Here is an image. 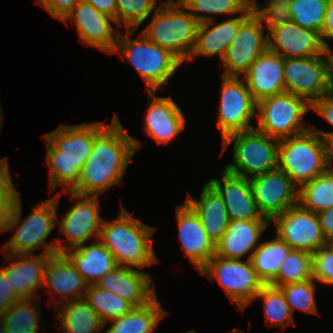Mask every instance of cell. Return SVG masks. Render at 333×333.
Instances as JSON below:
<instances>
[{
  "instance_id": "cell-1",
  "label": "cell",
  "mask_w": 333,
  "mask_h": 333,
  "mask_svg": "<svg viewBox=\"0 0 333 333\" xmlns=\"http://www.w3.org/2000/svg\"><path fill=\"white\" fill-rule=\"evenodd\" d=\"M141 146L140 140L127 133L115 114L111 123L95 136L91 154L71 192L99 196L114 185H121L129 162Z\"/></svg>"
},
{
  "instance_id": "cell-2",
  "label": "cell",
  "mask_w": 333,
  "mask_h": 333,
  "mask_svg": "<svg viewBox=\"0 0 333 333\" xmlns=\"http://www.w3.org/2000/svg\"><path fill=\"white\" fill-rule=\"evenodd\" d=\"M103 122L61 124L42 136L47 148L50 191L58 187L71 191L78 183L81 168L91 154L95 136L106 126Z\"/></svg>"
},
{
  "instance_id": "cell-3",
  "label": "cell",
  "mask_w": 333,
  "mask_h": 333,
  "mask_svg": "<svg viewBox=\"0 0 333 333\" xmlns=\"http://www.w3.org/2000/svg\"><path fill=\"white\" fill-rule=\"evenodd\" d=\"M155 231L154 226L143 223L122 206L114 220H103L98 239L114 255L118 266L142 270L159 262L152 246Z\"/></svg>"
},
{
  "instance_id": "cell-4",
  "label": "cell",
  "mask_w": 333,
  "mask_h": 333,
  "mask_svg": "<svg viewBox=\"0 0 333 333\" xmlns=\"http://www.w3.org/2000/svg\"><path fill=\"white\" fill-rule=\"evenodd\" d=\"M22 202L20 192L15 197V202L8 222V231L15 229L11 238L2 246V253L10 254H34L37 249L49 255L57 252V240L46 239L50 237L52 230L57 227V195L44 200L36 205L33 211L21 221ZM20 222V223H19Z\"/></svg>"
},
{
  "instance_id": "cell-5",
  "label": "cell",
  "mask_w": 333,
  "mask_h": 333,
  "mask_svg": "<svg viewBox=\"0 0 333 333\" xmlns=\"http://www.w3.org/2000/svg\"><path fill=\"white\" fill-rule=\"evenodd\" d=\"M136 29H126V35L119 32L113 54L120 53L132 64L145 82L147 91H157L168 83L183 62L171 51L151 42L142 32L131 38Z\"/></svg>"
},
{
  "instance_id": "cell-6",
  "label": "cell",
  "mask_w": 333,
  "mask_h": 333,
  "mask_svg": "<svg viewBox=\"0 0 333 333\" xmlns=\"http://www.w3.org/2000/svg\"><path fill=\"white\" fill-rule=\"evenodd\" d=\"M160 1L149 24L141 31L151 42L171 51L183 63L192 54L196 44L199 22L184 11L179 0Z\"/></svg>"
},
{
  "instance_id": "cell-7",
  "label": "cell",
  "mask_w": 333,
  "mask_h": 333,
  "mask_svg": "<svg viewBox=\"0 0 333 333\" xmlns=\"http://www.w3.org/2000/svg\"><path fill=\"white\" fill-rule=\"evenodd\" d=\"M278 167L300 188L330 168L327 142L312 128L280 140Z\"/></svg>"
},
{
  "instance_id": "cell-8",
  "label": "cell",
  "mask_w": 333,
  "mask_h": 333,
  "mask_svg": "<svg viewBox=\"0 0 333 333\" xmlns=\"http://www.w3.org/2000/svg\"><path fill=\"white\" fill-rule=\"evenodd\" d=\"M234 142V143H233ZM233 144V161L224 169L251 179L278 167L279 141L256 129L236 132L222 140V151Z\"/></svg>"
},
{
  "instance_id": "cell-9",
  "label": "cell",
  "mask_w": 333,
  "mask_h": 333,
  "mask_svg": "<svg viewBox=\"0 0 333 333\" xmlns=\"http://www.w3.org/2000/svg\"><path fill=\"white\" fill-rule=\"evenodd\" d=\"M311 105L303 98L283 92L257 102L255 129L278 141L310 129L304 126V116Z\"/></svg>"
},
{
  "instance_id": "cell-10",
  "label": "cell",
  "mask_w": 333,
  "mask_h": 333,
  "mask_svg": "<svg viewBox=\"0 0 333 333\" xmlns=\"http://www.w3.org/2000/svg\"><path fill=\"white\" fill-rule=\"evenodd\" d=\"M200 273L211 282L215 278L226 296L239 310H244L254 302V298L264 285L257 276L251 260L247 259H226L214 255Z\"/></svg>"
},
{
  "instance_id": "cell-11",
  "label": "cell",
  "mask_w": 333,
  "mask_h": 333,
  "mask_svg": "<svg viewBox=\"0 0 333 333\" xmlns=\"http://www.w3.org/2000/svg\"><path fill=\"white\" fill-rule=\"evenodd\" d=\"M69 199L77 201L65 213L61 220L58 219V204L63 194L58 192L57 195V226L59 225V233L65 236L68 246L62 244L65 239H57V252L64 253L69 249H73L88 242L92 237L97 240L104 218L101 217L99 211V196L80 195L71 191Z\"/></svg>"
},
{
  "instance_id": "cell-12",
  "label": "cell",
  "mask_w": 333,
  "mask_h": 333,
  "mask_svg": "<svg viewBox=\"0 0 333 333\" xmlns=\"http://www.w3.org/2000/svg\"><path fill=\"white\" fill-rule=\"evenodd\" d=\"M285 92L310 105L331 93L329 52L314 57L284 58Z\"/></svg>"
},
{
  "instance_id": "cell-13",
  "label": "cell",
  "mask_w": 333,
  "mask_h": 333,
  "mask_svg": "<svg viewBox=\"0 0 333 333\" xmlns=\"http://www.w3.org/2000/svg\"><path fill=\"white\" fill-rule=\"evenodd\" d=\"M221 79L216 124L223 140L229 134L255 129L251 120L256 119L257 102L244 78L222 75Z\"/></svg>"
},
{
  "instance_id": "cell-14",
  "label": "cell",
  "mask_w": 333,
  "mask_h": 333,
  "mask_svg": "<svg viewBox=\"0 0 333 333\" xmlns=\"http://www.w3.org/2000/svg\"><path fill=\"white\" fill-rule=\"evenodd\" d=\"M249 184L259 213L270 222L298 204L299 188L279 167L249 179Z\"/></svg>"
},
{
  "instance_id": "cell-15",
  "label": "cell",
  "mask_w": 333,
  "mask_h": 333,
  "mask_svg": "<svg viewBox=\"0 0 333 333\" xmlns=\"http://www.w3.org/2000/svg\"><path fill=\"white\" fill-rule=\"evenodd\" d=\"M275 232L292 249L310 254L327 245L323 236L318 215L303 208L299 203L276 216Z\"/></svg>"
},
{
  "instance_id": "cell-16",
  "label": "cell",
  "mask_w": 333,
  "mask_h": 333,
  "mask_svg": "<svg viewBox=\"0 0 333 333\" xmlns=\"http://www.w3.org/2000/svg\"><path fill=\"white\" fill-rule=\"evenodd\" d=\"M264 27L253 14L240 26L221 60L222 67L226 69L223 76H243L251 64L268 49Z\"/></svg>"
},
{
  "instance_id": "cell-17",
  "label": "cell",
  "mask_w": 333,
  "mask_h": 333,
  "mask_svg": "<svg viewBox=\"0 0 333 333\" xmlns=\"http://www.w3.org/2000/svg\"><path fill=\"white\" fill-rule=\"evenodd\" d=\"M61 21L66 25L71 21L75 25L82 44L109 55L115 51L119 34L114 26L115 20L100 13L89 3L80 0Z\"/></svg>"
},
{
  "instance_id": "cell-18",
  "label": "cell",
  "mask_w": 333,
  "mask_h": 333,
  "mask_svg": "<svg viewBox=\"0 0 333 333\" xmlns=\"http://www.w3.org/2000/svg\"><path fill=\"white\" fill-rule=\"evenodd\" d=\"M268 50L290 57H314L328 51L317 31L303 28L292 20L278 25L267 33Z\"/></svg>"
},
{
  "instance_id": "cell-19",
  "label": "cell",
  "mask_w": 333,
  "mask_h": 333,
  "mask_svg": "<svg viewBox=\"0 0 333 333\" xmlns=\"http://www.w3.org/2000/svg\"><path fill=\"white\" fill-rule=\"evenodd\" d=\"M157 91H147L144 133L157 144H169L185 128V116L171 97H157Z\"/></svg>"
},
{
  "instance_id": "cell-20",
  "label": "cell",
  "mask_w": 333,
  "mask_h": 333,
  "mask_svg": "<svg viewBox=\"0 0 333 333\" xmlns=\"http://www.w3.org/2000/svg\"><path fill=\"white\" fill-rule=\"evenodd\" d=\"M176 218L182 250L200 271L215 255V243L208 237L199 216L185 201L176 206Z\"/></svg>"
},
{
  "instance_id": "cell-21",
  "label": "cell",
  "mask_w": 333,
  "mask_h": 333,
  "mask_svg": "<svg viewBox=\"0 0 333 333\" xmlns=\"http://www.w3.org/2000/svg\"><path fill=\"white\" fill-rule=\"evenodd\" d=\"M48 286L47 293L59 297L54 304L84 299L88 284L76 270L65 253L49 254L44 270L43 287ZM55 294V295H54Z\"/></svg>"
},
{
  "instance_id": "cell-22",
  "label": "cell",
  "mask_w": 333,
  "mask_h": 333,
  "mask_svg": "<svg viewBox=\"0 0 333 333\" xmlns=\"http://www.w3.org/2000/svg\"><path fill=\"white\" fill-rule=\"evenodd\" d=\"M9 265L0 270L9 279L11 287L21 299L38 298L43 285L44 270L49 255L4 253ZM37 294V296H36Z\"/></svg>"
},
{
  "instance_id": "cell-23",
  "label": "cell",
  "mask_w": 333,
  "mask_h": 333,
  "mask_svg": "<svg viewBox=\"0 0 333 333\" xmlns=\"http://www.w3.org/2000/svg\"><path fill=\"white\" fill-rule=\"evenodd\" d=\"M221 197L226 206L230 221L266 219L259 213L249 179L222 170L221 178H211L207 182Z\"/></svg>"
},
{
  "instance_id": "cell-24",
  "label": "cell",
  "mask_w": 333,
  "mask_h": 333,
  "mask_svg": "<svg viewBox=\"0 0 333 333\" xmlns=\"http://www.w3.org/2000/svg\"><path fill=\"white\" fill-rule=\"evenodd\" d=\"M268 219L232 220L227 231L215 245V255L226 259L251 260L267 226ZM249 255V256H248Z\"/></svg>"
},
{
  "instance_id": "cell-25",
  "label": "cell",
  "mask_w": 333,
  "mask_h": 333,
  "mask_svg": "<svg viewBox=\"0 0 333 333\" xmlns=\"http://www.w3.org/2000/svg\"><path fill=\"white\" fill-rule=\"evenodd\" d=\"M151 275L136 268L117 266L96 285L127 300L134 307L147 305L157 294Z\"/></svg>"
},
{
  "instance_id": "cell-26",
  "label": "cell",
  "mask_w": 333,
  "mask_h": 333,
  "mask_svg": "<svg viewBox=\"0 0 333 333\" xmlns=\"http://www.w3.org/2000/svg\"><path fill=\"white\" fill-rule=\"evenodd\" d=\"M252 15L250 6L236 17L226 18L216 23L214 20L199 23L196 44L188 61L197 56L212 57L218 55L222 60L226 49L236 37L240 26Z\"/></svg>"
},
{
  "instance_id": "cell-27",
  "label": "cell",
  "mask_w": 333,
  "mask_h": 333,
  "mask_svg": "<svg viewBox=\"0 0 333 333\" xmlns=\"http://www.w3.org/2000/svg\"><path fill=\"white\" fill-rule=\"evenodd\" d=\"M242 77L256 102L283 93L285 92L284 58L267 49Z\"/></svg>"
},
{
  "instance_id": "cell-28",
  "label": "cell",
  "mask_w": 333,
  "mask_h": 333,
  "mask_svg": "<svg viewBox=\"0 0 333 333\" xmlns=\"http://www.w3.org/2000/svg\"><path fill=\"white\" fill-rule=\"evenodd\" d=\"M95 241L64 252L88 285L96 284L118 266L114 255L99 239Z\"/></svg>"
},
{
  "instance_id": "cell-29",
  "label": "cell",
  "mask_w": 333,
  "mask_h": 333,
  "mask_svg": "<svg viewBox=\"0 0 333 333\" xmlns=\"http://www.w3.org/2000/svg\"><path fill=\"white\" fill-rule=\"evenodd\" d=\"M185 202L199 216L208 237L215 243L227 231L230 222L226 206L219 194L206 183L200 193V199H195L188 193Z\"/></svg>"
},
{
  "instance_id": "cell-30",
  "label": "cell",
  "mask_w": 333,
  "mask_h": 333,
  "mask_svg": "<svg viewBox=\"0 0 333 333\" xmlns=\"http://www.w3.org/2000/svg\"><path fill=\"white\" fill-rule=\"evenodd\" d=\"M53 307L62 333H104L105 324L85 299L48 305Z\"/></svg>"
},
{
  "instance_id": "cell-31",
  "label": "cell",
  "mask_w": 333,
  "mask_h": 333,
  "mask_svg": "<svg viewBox=\"0 0 333 333\" xmlns=\"http://www.w3.org/2000/svg\"><path fill=\"white\" fill-rule=\"evenodd\" d=\"M166 314L156 295L147 305L133 307L124 316L107 322L105 327L111 324L104 333H154Z\"/></svg>"
},
{
  "instance_id": "cell-32",
  "label": "cell",
  "mask_w": 333,
  "mask_h": 333,
  "mask_svg": "<svg viewBox=\"0 0 333 333\" xmlns=\"http://www.w3.org/2000/svg\"><path fill=\"white\" fill-rule=\"evenodd\" d=\"M292 248L278 234L275 239L261 242L254 250L251 262L257 276L264 284H269L278 274L282 261Z\"/></svg>"
},
{
  "instance_id": "cell-33",
  "label": "cell",
  "mask_w": 333,
  "mask_h": 333,
  "mask_svg": "<svg viewBox=\"0 0 333 333\" xmlns=\"http://www.w3.org/2000/svg\"><path fill=\"white\" fill-rule=\"evenodd\" d=\"M298 203L318 214L333 207V168L316 176L299 188Z\"/></svg>"
},
{
  "instance_id": "cell-34",
  "label": "cell",
  "mask_w": 333,
  "mask_h": 333,
  "mask_svg": "<svg viewBox=\"0 0 333 333\" xmlns=\"http://www.w3.org/2000/svg\"><path fill=\"white\" fill-rule=\"evenodd\" d=\"M36 298L15 302L2 316L6 333H39L41 309Z\"/></svg>"
},
{
  "instance_id": "cell-35",
  "label": "cell",
  "mask_w": 333,
  "mask_h": 333,
  "mask_svg": "<svg viewBox=\"0 0 333 333\" xmlns=\"http://www.w3.org/2000/svg\"><path fill=\"white\" fill-rule=\"evenodd\" d=\"M84 299L90 304L104 324L124 316L134 307L127 300L98 287L96 284L88 285Z\"/></svg>"
},
{
  "instance_id": "cell-36",
  "label": "cell",
  "mask_w": 333,
  "mask_h": 333,
  "mask_svg": "<svg viewBox=\"0 0 333 333\" xmlns=\"http://www.w3.org/2000/svg\"><path fill=\"white\" fill-rule=\"evenodd\" d=\"M256 299L263 301L265 321L269 326H278L285 330L287 326L293 325V314L280 287L264 284L254 301Z\"/></svg>"
},
{
  "instance_id": "cell-37",
  "label": "cell",
  "mask_w": 333,
  "mask_h": 333,
  "mask_svg": "<svg viewBox=\"0 0 333 333\" xmlns=\"http://www.w3.org/2000/svg\"><path fill=\"white\" fill-rule=\"evenodd\" d=\"M179 1L199 23L215 20V18L212 17L211 15L231 16L234 14L235 15L242 14L250 6V0H179Z\"/></svg>"
},
{
  "instance_id": "cell-38",
  "label": "cell",
  "mask_w": 333,
  "mask_h": 333,
  "mask_svg": "<svg viewBox=\"0 0 333 333\" xmlns=\"http://www.w3.org/2000/svg\"><path fill=\"white\" fill-rule=\"evenodd\" d=\"M312 279V257L305 251L292 249L282 261L277 276L269 283L280 287L282 285L299 283Z\"/></svg>"
},
{
  "instance_id": "cell-39",
  "label": "cell",
  "mask_w": 333,
  "mask_h": 333,
  "mask_svg": "<svg viewBox=\"0 0 333 333\" xmlns=\"http://www.w3.org/2000/svg\"><path fill=\"white\" fill-rule=\"evenodd\" d=\"M329 0H291L289 13L297 25L321 34Z\"/></svg>"
},
{
  "instance_id": "cell-40",
  "label": "cell",
  "mask_w": 333,
  "mask_h": 333,
  "mask_svg": "<svg viewBox=\"0 0 333 333\" xmlns=\"http://www.w3.org/2000/svg\"><path fill=\"white\" fill-rule=\"evenodd\" d=\"M157 0H116V25L125 29H138L148 19Z\"/></svg>"
},
{
  "instance_id": "cell-41",
  "label": "cell",
  "mask_w": 333,
  "mask_h": 333,
  "mask_svg": "<svg viewBox=\"0 0 333 333\" xmlns=\"http://www.w3.org/2000/svg\"><path fill=\"white\" fill-rule=\"evenodd\" d=\"M315 282L316 281L312 278L308 281L280 286L292 314L298 309L310 314L318 313L315 298Z\"/></svg>"
},
{
  "instance_id": "cell-42",
  "label": "cell",
  "mask_w": 333,
  "mask_h": 333,
  "mask_svg": "<svg viewBox=\"0 0 333 333\" xmlns=\"http://www.w3.org/2000/svg\"><path fill=\"white\" fill-rule=\"evenodd\" d=\"M291 0H267L265 6H261L256 0H250L252 14L261 20L267 30L291 21L289 6Z\"/></svg>"
},
{
  "instance_id": "cell-43",
  "label": "cell",
  "mask_w": 333,
  "mask_h": 333,
  "mask_svg": "<svg viewBox=\"0 0 333 333\" xmlns=\"http://www.w3.org/2000/svg\"><path fill=\"white\" fill-rule=\"evenodd\" d=\"M311 257L312 278L316 283L333 286V250L325 245L313 252Z\"/></svg>"
},
{
  "instance_id": "cell-44",
  "label": "cell",
  "mask_w": 333,
  "mask_h": 333,
  "mask_svg": "<svg viewBox=\"0 0 333 333\" xmlns=\"http://www.w3.org/2000/svg\"><path fill=\"white\" fill-rule=\"evenodd\" d=\"M18 192L9 172L8 159H0V207H13Z\"/></svg>"
},
{
  "instance_id": "cell-45",
  "label": "cell",
  "mask_w": 333,
  "mask_h": 333,
  "mask_svg": "<svg viewBox=\"0 0 333 333\" xmlns=\"http://www.w3.org/2000/svg\"><path fill=\"white\" fill-rule=\"evenodd\" d=\"M311 110H314L318 116H321L326 120L328 124L333 127V93L324 95L319 100H316L311 105ZM316 133H318L326 142L333 138V131H323L317 127L311 126L307 123Z\"/></svg>"
},
{
  "instance_id": "cell-46",
  "label": "cell",
  "mask_w": 333,
  "mask_h": 333,
  "mask_svg": "<svg viewBox=\"0 0 333 333\" xmlns=\"http://www.w3.org/2000/svg\"><path fill=\"white\" fill-rule=\"evenodd\" d=\"M80 0H36L48 13L60 21Z\"/></svg>"
},
{
  "instance_id": "cell-47",
  "label": "cell",
  "mask_w": 333,
  "mask_h": 333,
  "mask_svg": "<svg viewBox=\"0 0 333 333\" xmlns=\"http://www.w3.org/2000/svg\"><path fill=\"white\" fill-rule=\"evenodd\" d=\"M21 298L15 293L11 287L9 279L0 270V317Z\"/></svg>"
},
{
  "instance_id": "cell-48",
  "label": "cell",
  "mask_w": 333,
  "mask_h": 333,
  "mask_svg": "<svg viewBox=\"0 0 333 333\" xmlns=\"http://www.w3.org/2000/svg\"><path fill=\"white\" fill-rule=\"evenodd\" d=\"M321 39L326 50L332 51L333 48L329 46V42H333V0H329L325 13V21L321 32ZM330 40V41H328Z\"/></svg>"
},
{
  "instance_id": "cell-49",
  "label": "cell",
  "mask_w": 333,
  "mask_h": 333,
  "mask_svg": "<svg viewBox=\"0 0 333 333\" xmlns=\"http://www.w3.org/2000/svg\"><path fill=\"white\" fill-rule=\"evenodd\" d=\"M324 238H333V207L317 214Z\"/></svg>"
},
{
  "instance_id": "cell-50",
  "label": "cell",
  "mask_w": 333,
  "mask_h": 333,
  "mask_svg": "<svg viewBox=\"0 0 333 333\" xmlns=\"http://www.w3.org/2000/svg\"><path fill=\"white\" fill-rule=\"evenodd\" d=\"M92 5L97 11L108 15L116 22V0H83Z\"/></svg>"
},
{
  "instance_id": "cell-51",
  "label": "cell",
  "mask_w": 333,
  "mask_h": 333,
  "mask_svg": "<svg viewBox=\"0 0 333 333\" xmlns=\"http://www.w3.org/2000/svg\"><path fill=\"white\" fill-rule=\"evenodd\" d=\"M13 207H0V232L8 231V222Z\"/></svg>"
},
{
  "instance_id": "cell-52",
  "label": "cell",
  "mask_w": 333,
  "mask_h": 333,
  "mask_svg": "<svg viewBox=\"0 0 333 333\" xmlns=\"http://www.w3.org/2000/svg\"><path fill=\"white\" fill-rule=\"evenodd\" d=\"M327 147H328V161L330 164V168H333V138H330L327 141Z\"/></svg>"
},
{
  "instance_id": "cell-53",
  "label": "cell",
  "mask_w": 333,
  "mask_h": 333,
  "mask_svg": "<svg viewBox=\"0 0 333 333\" xmlns=\"http://www.w3.org/2000/svg\"><path fill=\"white\" fill-rule=\"evenodd\" d=\"M329 62H330V87H331V93H333V50L329 51Z\"/></svg>"
},
{
  "instance_id": "cell-54",
  "label": "cell",
  "mask_w": 333,
  "mask_h": 333,
  "mask_svg": "<svg viewBox=\"0 0 333 333\" xmlns=\"http://www.w3.org/2000/svg\"><path fill=\"white\" fill-rule=\"evenodd\" d=\"M0 333H6L1 317H0Z\"/></svg>"
},
{
  "instance_id": "cell-55",
  "label": "cell",
  "mask_w": 333,
  "mask_h": 333,
  "mask_svg": "<svg viewBox=\"0 0 333 333\" xmlns=\"http://www.w3.org/2000/svg\"><path fill=\"white\" fill-rule=\"evenodd\" d=\"M3 115L4 114H2V107H1V102H0V131H1V126H2L1 122L3 120Z\"/></svg>"
},
{
  "instance_id": "cell-56",
  "label": "cell",
  "mask_w": 333,
  "mask_h": 333,
  "mask_svg": "<svg viewBox=\"0 0 333 333\" xmlns=\"http://www.w3.org/2000/svg\"><path fill=\"white\" fill-rule=\"evenodd\" d=\"M327 246H329V247L333 250V238H330V239L327 241Z\"/></svg>"
},
{
  "instance_id": "cell-57",
  "label": "cell",
  "mask_w": 333,
  "mask_h": 333,
  "mask_svg": "<svg viewBox=\"0 0 333 333\" xmlns=\"http://www.w3.org/2000/svg\"><path fill=\"white\" fill-rule=\"evenodd\" d=\"M226 333H245L244 331L240 330L239 328L234 330V331H229V332H226Z\"/></svg>"
},
{
  "instance_id": "cell-58",
  "label": "cell",
  "mask_w": 333,
  "mask_h": 333,
  "mask_svg": "<svg viewBox=\"0 0 333 333\" xmlns=\"http://www.w3.org/2000/svg\"><path fill=\"white\" fill-rule=\"evenodd\" d=\"M183 333H197L196 330L192 329V330H189L187 332H183Z\"/></svg>"
}]
</instances>
